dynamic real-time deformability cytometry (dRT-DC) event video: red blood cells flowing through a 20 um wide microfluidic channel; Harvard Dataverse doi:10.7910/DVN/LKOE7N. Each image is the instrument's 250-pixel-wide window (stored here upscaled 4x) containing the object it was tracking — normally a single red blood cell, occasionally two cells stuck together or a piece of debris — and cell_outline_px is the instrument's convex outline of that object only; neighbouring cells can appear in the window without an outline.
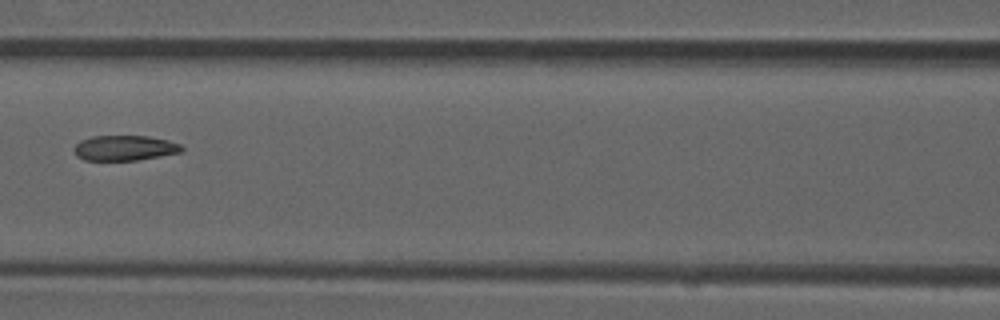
{"species": "common noctule bat (a hibernating species)", "species_latin": "Nyctalus noctula", "temperature_condition": "room temperature", "stored_images_in_passage": 7, "camera_frame_rate_fps": 3000, "um_per_image_px": 0.085, "animal": {"sex": "male", "forearm_length_mm": 52.5}, "frame": {"image": 1, "passage_image": 7, "time_ms": 2.0, "image_size_px": [1000, 320], "cell_outline_px": [[184, 148], [180, 152], [160, 156], [136, 160], [84, 160], [76, 156], [72, 148], [80, 140], [92, 136], [148, 136], [168, 140], [180, 144]], "centroid_in_image_um": [10.55, 12.57], "position_along_channel_um": 156.0, "area_um2": 15.84}}